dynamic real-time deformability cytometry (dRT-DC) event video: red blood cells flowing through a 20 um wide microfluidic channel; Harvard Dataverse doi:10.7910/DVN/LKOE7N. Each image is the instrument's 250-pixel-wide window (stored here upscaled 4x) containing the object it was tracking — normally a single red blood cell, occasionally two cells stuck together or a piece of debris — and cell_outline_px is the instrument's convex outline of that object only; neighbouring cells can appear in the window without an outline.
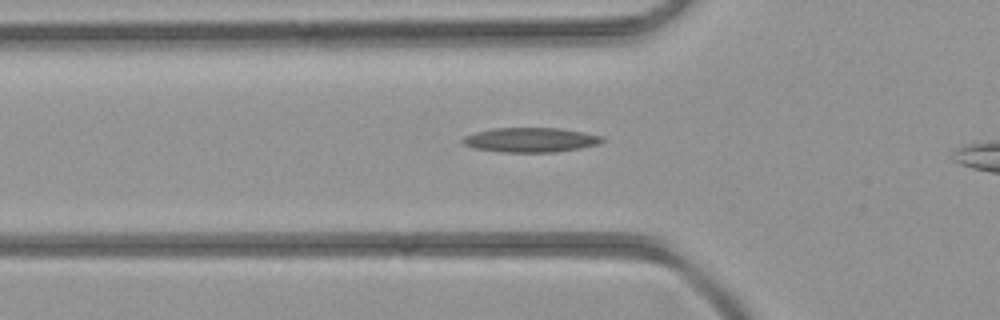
{"species": "common noctule bat (a hibernating species)", "species_latin": "Nyctalus noctula", "temperature_condition": "room temperature", "stored_images_in_passage": 28, "camera_frame_rate_fps": 3000, "um_per_image_px": 0.085, "animal": {"sex": "female", "body_mass_g": 21.9}, "frame": {"image": 1, "passage_image": 7, "time_ms": 2.0, "image_size_px": [1000, 320], "cell_outline_px": [[604, 140], [600, 144], [580, 148], [556, 152], [504, 152], [476, 148], [464, 144], [460, 140], [464, 136], [476, 132], [492, 128], [560, 128], [600, 136]], "centroid_in_image_um": [45.08, 11.89], "position_along_channel_um": 80.7, "area_um2": 19.77}}
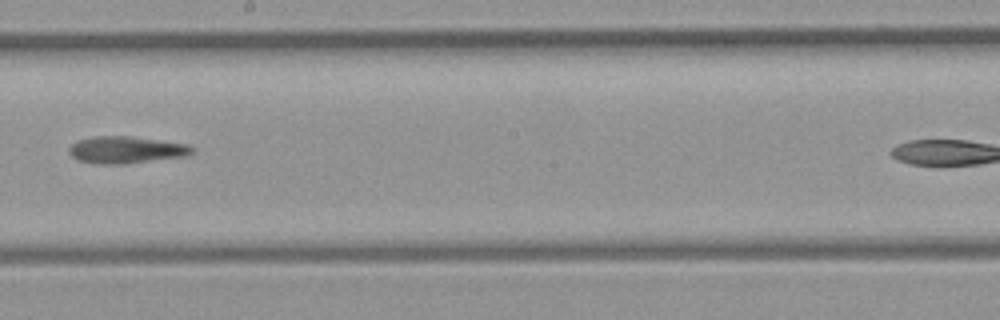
{"frame": {"image": 2, "passage_image": 17, "time_ms": 5.333, "image_size_px": [1000, 320], "cell_outline_px": [[192, 152], [188, 156], [124, 164], [100, 164], [80, 160], [72, 156], [68, 152], [68, 148], [72, 144], [80, 140], [96, 136], [128, 136], [188, 144], [192, 148]], "centroid_in_image_um": [10.73, 12.74], "position_along_channel_um": 237.5, "area_um2": 19.13}}
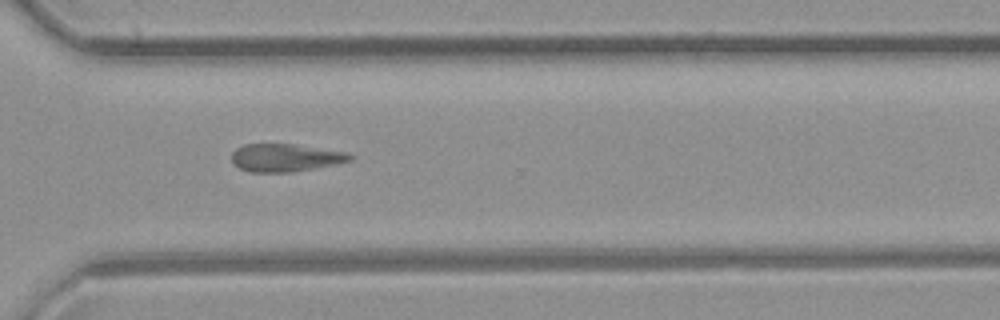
{"frame": {"image": 3, "passage_image": 24, "time_ms": 7.667, "image_size_px": [1000, 320], "cell_outline_px": [[352, 160], [336, 164], [292, 172], [248, 172], [240, 168], [232, 160], [232, 152], [236, 148], [244, 144], [292, 144], [348, 152], [352, 156]], "centroid_in_image_um": [24.25, 13.4], "position_along_channel_um": 346.3, "area_um2": 19.07}}